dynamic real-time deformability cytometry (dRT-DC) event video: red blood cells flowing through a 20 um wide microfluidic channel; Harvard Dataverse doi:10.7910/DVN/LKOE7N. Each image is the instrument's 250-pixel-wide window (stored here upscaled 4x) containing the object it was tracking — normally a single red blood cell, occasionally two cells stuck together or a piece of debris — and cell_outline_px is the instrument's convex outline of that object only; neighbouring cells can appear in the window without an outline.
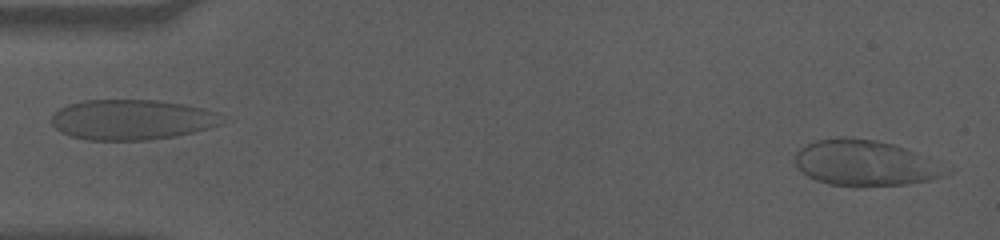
{"species": "human", "species_latin": "Homo sapiens", "temperature_condition": "cold", "stored_images_in_passage": 55, "camera_frame_rate_fps": 3000, "um_per_image_px": 0.085, "donor": {"sex": "male"}, "frame": {"image": 1, "passage_image": 1, "time_ms": 0.0, "image_size_px": [1000, 240], "cell_outline_px": [[952, 172], [944, 176], [928, 180], [908, 184], [864, 188], [856, 188], [828, 184], [816, 180], [808, 176], [796, 164], [796, 152], [800, 148], [816, 140], [836, 136], [852, 136], [876, 140], [892, 144], [928, 156]], "centroid_in_image_um": [73.55, 13.87], "position_along_channel_um": 11.4, "area_um2": 40.92}}
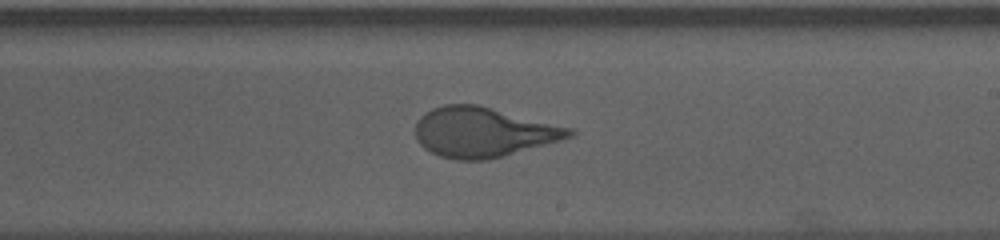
{"frame": {"image": 2, "passage_image": 32, "time_ms": 10.333, "image_size_px": [1000, 240], "cell_outline_px": [[576, 132], [572, 136], [560, 140], [504, 156], [488, 160], [456, 160], [440, 156], [424, 148], [416, 140], [416, 124], [420, 116], [424, 112], [432, 108], [444, 104], [476, 104], [572, 128]], "centroid_in_image_um": [41.04, 11.24], "position_along_channel_um": 248.0, "area_um2": 44.56}}
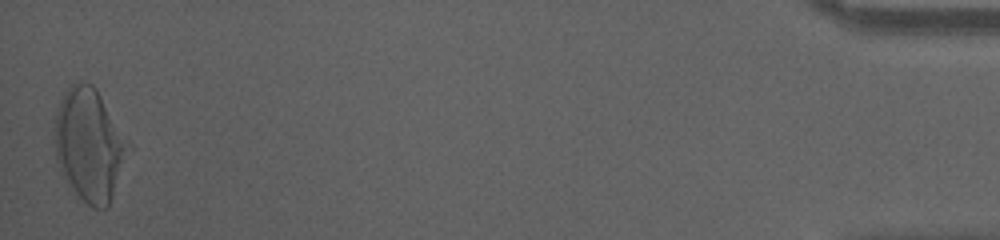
{"frame": {"image": 3, "passage_image": 55, "time_ms": 18.0, "image_size_px": [1000, 240], "cell_outline_px": [[132, 148], [108, 208], [92, 208], [76, 192], [60, 172], [56, 160], [52, 132], [56, 112], [60, 100], [68, 88], [80, 80], [84, 80], [92, 84], [96, 88]], "centroid_in_image_um": [7.59, 12.3], "position_along_channel_um": 427.6, "area_um2": 48.55}, "authors_computed_cell_mechanics": {"area_um2": 43.4656, "velocity_mm_per_s": 3.5398, "shape_relaxation_time_tau1_ms": 4.3756, "shape_relaxation_time_tau2_ms": null, "deformation_change_tau1": 0.1793, "deformation_change_tau2": null}}